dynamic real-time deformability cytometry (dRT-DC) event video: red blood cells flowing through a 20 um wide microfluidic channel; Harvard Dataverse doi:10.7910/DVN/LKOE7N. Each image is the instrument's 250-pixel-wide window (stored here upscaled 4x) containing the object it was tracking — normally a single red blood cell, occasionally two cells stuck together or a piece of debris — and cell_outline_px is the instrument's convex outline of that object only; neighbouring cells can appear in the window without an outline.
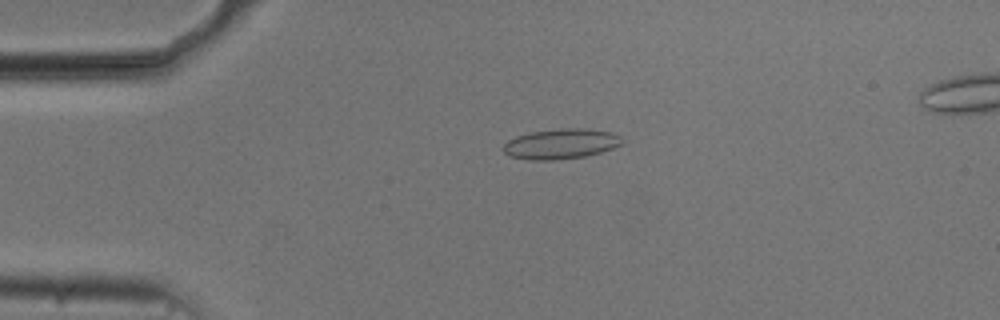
{"species": "common noctule bat (a hibernating species)", "species_latin": "Nyctalus noctula", "temperature_condition": "cold", "stored_images_in_passage": 52, "camera_frame_rate_fps": 3000, "um_per_image_px": 0.085, "animal": {"sex": "male", "body_mass_g": 20.5, "forearm_length_mm": 52.5}, "frame": {"image": 1, "passage_image": 9, "time_ms": 2.667, "image_size_px": [1000, 320], "cell_outline_px": [[624, 144], [600, 152], [584, 156], [552, 160], [528, 160], [508, 156], [504, 152], [504, 144], [508, 140], [516, 136], [532, 132], [564, 128], [588, 128], [612, 132], [620, 136], [624, 140]], "centroid_in_image_um": [47.7, 12.22], "position_along_channel_um": 37.3, "area_um2": 20.92}}
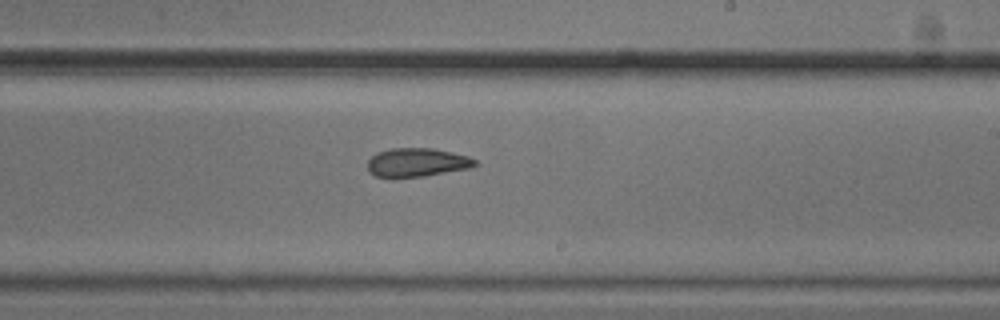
{"frame": {"image": 2, "passage_image": 29, "time_ms": 9.333, "image_size_px": [1000, 320], "cell_outline_px": [[476, 164], [468, 168], [424, 176], [376, 176], [368, 172], [368, 160], [376, 152], [392, 148], [432, 148], [452, 152], [468, 156], [476, 160]], "centroid_in_image_um": [35.42, 13.78], "position_along_channel_um": 253.6, "area_um2": 17.63}}
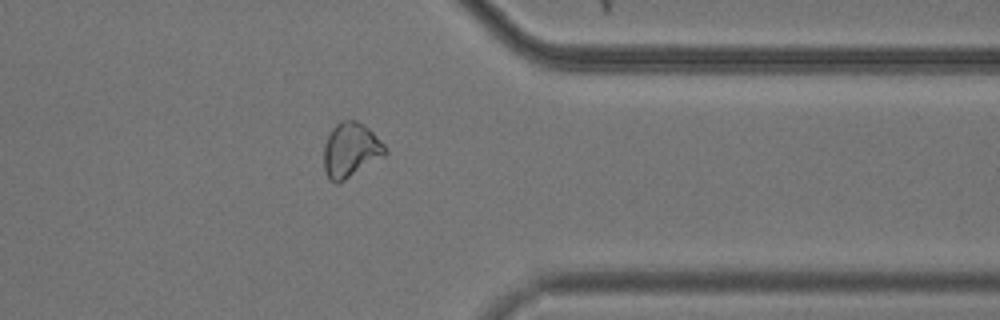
{"frame": {"image": 3, "passage_image": 40, "time_ms": 13.0, "image_size_px": [1000, 320], "cell_outline_px": [[388, 152], [384, 156], [344, 180], [336, 184], [328, 180], [324, 168], [324, 144], [332, 128], [340, 120], [356, 120], [368, 128], [388, 148]], "centroid_in_image_um": [29.8, 12.76], "position_along_channel_um": 381.6, "area_um2": 19.48}}